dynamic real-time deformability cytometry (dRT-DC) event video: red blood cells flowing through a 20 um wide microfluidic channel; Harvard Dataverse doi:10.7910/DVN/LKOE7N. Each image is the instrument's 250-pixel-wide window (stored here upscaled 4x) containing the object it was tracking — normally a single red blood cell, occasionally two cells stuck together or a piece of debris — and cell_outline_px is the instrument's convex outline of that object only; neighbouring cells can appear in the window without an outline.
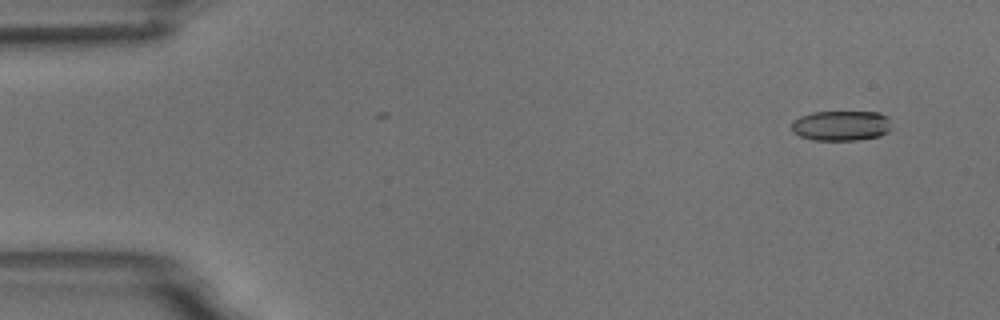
{"species": "common noctule bat (a hibernating species)", "species_latin": "Nyctalus noctula", "temperature_condition": "room temperature", "stored_images_in_passage": 3, "camera_frame_rate_fps": 3000, "um_per_image_px": 0.085, "animal": {"sex": "male", "body_mass_g": 18.8}, "frame": {"image": 1, "passage_image": 2, "time_ms": 1.0, "image_size_px": [1000, 320], "cell_outline_px": [[892, 128], [888, 132], [880, 136], [856, 140], [812, 140], [800, 136], [792, 132], [792, 120], [800, 116], [812, 112], [880, 112], [888, 116]], "centroid_in_image_um": [71.51, 10.68], "position_along_channel_um": 13.5, "area_um2": 17.8}}